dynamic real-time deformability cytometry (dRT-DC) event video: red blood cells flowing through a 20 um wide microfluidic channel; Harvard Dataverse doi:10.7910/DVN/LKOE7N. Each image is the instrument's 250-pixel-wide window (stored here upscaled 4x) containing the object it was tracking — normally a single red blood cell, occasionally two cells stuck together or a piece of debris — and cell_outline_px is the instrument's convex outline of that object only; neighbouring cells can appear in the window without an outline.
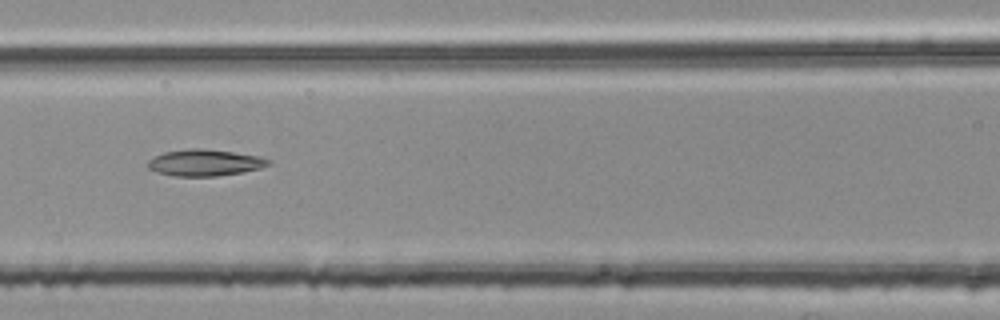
{"species": "common noctule bat (a hibernating species)", "species_latin": "Nyctalus noctula", "temperature_condition": "room temperature", "stored_images_in_passage": 5, "camera_frame_rate_fps": 3000, "um_per_image_px": 0.085, "animal": {"sex": "female", "body_mass_g": 25.1}, "frame": {"image": 1, "passage_image": 4, "time_ms": 1.0, "image_size_px": [1000, 320], "cell_outline_px": [[272, 164], [260, 168], [240, 172], [216, 176], [176, 176], [156, 172], [148, 168], [148, 160], [152, 156], [164, 152], [188, 148], [204, 148], [260, 156], [272, 160]], "centroid_in_image_um": [17.4, 13.81], "position_along_channel_um": 149.2, "area_um2": 18.73}}
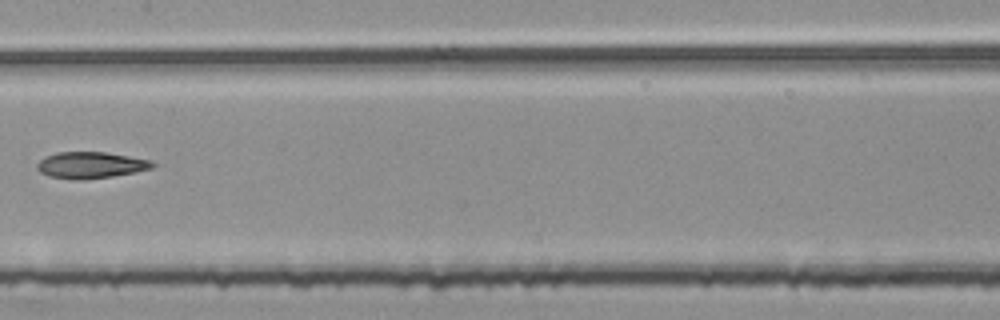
{"frame": {"image": 2, "passage_image": 5, "time_ms": 1.333, "image_size_px": [1000, 320], "cell_outline_px": [[156, 164], [152, 168], [112, 176], [84, 180], [76, 180], [48, 176], [40, 172], [36, 168], [36, 164], [44, 156], [56, 152], [104, 152], [152, 160]], "centroid_in_image_um": [7.66, 14.03], "position_along_channel_um": 199.7, "area_um2": 17.8}}